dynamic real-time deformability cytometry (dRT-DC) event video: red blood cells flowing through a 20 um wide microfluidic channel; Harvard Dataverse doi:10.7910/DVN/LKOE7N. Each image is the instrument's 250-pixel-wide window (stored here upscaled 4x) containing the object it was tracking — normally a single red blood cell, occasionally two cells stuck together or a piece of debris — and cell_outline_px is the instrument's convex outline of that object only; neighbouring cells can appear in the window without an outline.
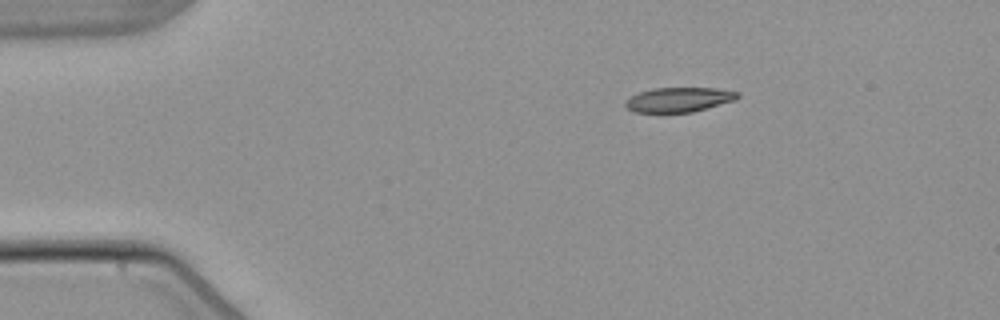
{"species": "common noctule bat (a hibernating species)", "species_latin": "Nyctalus noctula", "temperature_condition": "warm", "stored_images_in_passage": 3, "camera_frame_rate_fps": 3000, "um_per_image_px": 0.085, "animal": {"sex": "male", "body_mass_g": 21.5, "forearm_length_mm": 52.0}, "frame": {"image": 1, "passage_image": 1, "time_ms": 0.0, "image_size_px": [1000, 320], "cell_outline_px": [[740, 96], [736, 100], [692, 112], [632, 112], [624, 104], [624, 100], [640, 92], [652, 88], [716, 88], [740, 92]], "centroid_in_image_um": [57.72, 8.46], "position_along_channel_um": 27.3, "area_um2": 16.13}}